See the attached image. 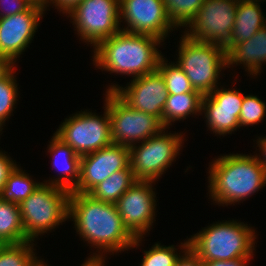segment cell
<instances>
[{
  "mask_svg": "<svg viewBox=\"0 0 266 266\" xmlns=\"http://www.w3.org/2000/svg\"><path fill=\"white\" fill-rule=\"evenodd\" d=\"M76 233L93 248L87 260L104 261V254H117L140 246L142 237L135 238L125 227L116 204L96 200L88 193H70L69 215Z\"/></svg>",
  "mask_w": 266,
  "mask_h": 266,
  "instance_id": "cell-1",
  "label": "cell"
},
{
  "mask_svg": "<svg viewBox=\"0 0 266 266\" xmlns=\"http://www.w3.org/2000/svg\"><path fill=\"white\" fill-rule=\"evenodd\" d=\"M162 40L146 34L120 31L94 48L95 68L116 74L141 77L157 70L163 56L158 50ZM158 47V48H157Z\"/></svg>",
  "mask_w": 266,
  "mask_h": 266,
  "instance_id": "cell-2",
  "label": "cell"
},
{
  "mask_svg": "<svg viewBox=\"0 0 266 266\" xmlns=\"http://www.w3.org/2000/svg\"><path fill=\"white\" fill-rule=\"evenodd\" d=\"M209 168L208 193L217 205L243 202L266 184V170L256 155H221Z\"/></svg>",
  "mask_w": 266,
  "mask_h": 266,
  "instance_id": "cell-3",
  "label": "cell"
},
{
  "mask_svg": "<svg viewBox=\"0 0 266 266\" xmlns=\"http://www.w3.org/2000/svg\"><path fill=\"white\" fill-rule=\"evenodd\" d=\"M247 225L234 219L213 223L188 238L189 248L202 262L252 258L257 236Z\"/></svg>",
  "mask_w": 266,
  "mask_h": 266,
  "instance_id": "cell-4",
  "label": "cell"
},
{
  "mask_svg": "<svg viewBox=\"0 0 266 266\" xmlns=\"http://www.w3.org/2000/svg\"><path fill=\"white\" fill-rule=\"evenodd\" d=\"M70 191L59 186L41 183L20 204V214L26 238L35 241L39 235L67 221Z\"/></svg>",
  "mask_w": 266,
  "mask_h": 266,
  "instance_id": "cell-5",
  "label": "cell"
},
{
  "mask_svg": "<svg viewBox=\"0 0 266 266\" xmlns=\"http://www.w3.org/2000/svg\"><path fill=\"white\" fill-rule=\"evenodd\" d=\"M177 63L190 80L193 89L202 96L218 87L220 72L226 69L225 48L194 40L183 34L179 41Z\"/></svg>",
  "mask_w": 266,
  "mask_h": 266,
  "instance_id": "cell-6",
  "label": "cell"
},
{
  "mask_svg": "<svg viewBox=\"0 0 266 266\" xmlns=\"http://www.w3.org/2000/svg\"><path fill=\"white\" fill-rule=\"evenodd\" d=\"M165 131L166 128L141 144L129 147L130 167L136 180L155 182L179 155L184 136Z\"/></svg>",
  "mask_w": 266,
  "mask_h": 266,
  "instance_id": "cell-7",
  "label": "cell"
},
{
  "mask_svg": "<svg viewBox=\"0 0 266 266\" xmlns=\"http://www.w3.org/2000/svg\"><path fill=\"white\" fill-rule=\"evenodd\" d=\"M104 101L110 117L112 143L130 147L165 128L159 118L130 108L113 91H106Z\"/></svg>",
  "mask_w": 266,
  "mask_h": 266,
  "instance_id": "cell-8",
  "label": "cell"
},
{
  "mask_svg": "<svg viewBox=\"0 0 266 266\" xmlns=\"http://www.w3.org/2000/svg\"><path fill=\"white\" fill-rule=\"evenodd\" d=\"M104 108L103 116L89 110L72 114L60 124L54 133L73 151L84 156L112 144L109 112Z\"/></svg>",
  "mask_w": 266,
  "mask_h": 266,
  "instance_id": "cell-9",
  "label": "cell"
},
{
  "mask_svg": "<svg viewBox=\"0 0 266 266\" xmlns=\"http://www.w3.org/2000/svg\"><path fill=\"white\" fill-rule=\"evenodd\" d=\"M67 15L80 40L93 48L121 31L120 0H83Z\"/></svg>",
  "mask_w": 266,
  "mask_h": 266,
  "instance_id": "cell-10",
  "label": "cell"
},
{
  "mask_svg": "<svg viewBox=\"0 0 266 266\" xmlns=\"http://www.w3.org/2000/svg\"><path fill=\"white\" fill-rule=\"evenodd\" d=\"M239 0H205L196 16L186 26L188 37L226 48L234 27ZM187 29V30H186Z\"/></svg>",
  "mask_w": 266,
  "mask_h": 266,
  "instance_id": "cell-11",
  "label": "cell"
},
{
  "mask_svg": "<svg viewBox=\"0 0 266 266\" xmlns=\"http://www.w3.org/2000/svg\"><path fill=\"white\" fill-rule=\"evenodd\" d=\"M154 181L137 180L117 201L123 224L135 237L144 238L155 222L156 194Z\"/></svg>",
  "mask_w": 266,
  "mask_h": 266,
  "instance_id": "cell-12",
  "label": "cell"
},
{
  "mask_svg": "<svg viewBox=\"0 0 266 266\" xmlns=\"http://www.w3.org/2000/svg\"><path fill=\"white\" fill-rule=\"evenodd\" d=\"M122 31L154 36L163 42L168 33L177 29L167 16L163 0H120Z\"/></svg>",
  "mask_w": 266,
  "mask_h": 266,
  "instance_id": "cell-13",
  "label": "cell"
},
{
  "mask_svg": "<svg viewBox=\"0 0 266 266\" xmlns=\"http://www.w3.org/2000/svg\"><path fill=\"white\" fill-rule=\"evenodd\" d=\"M107 91H113L130 108L159 118L163 124V109L168 91L158 70L133 78L124 88L112 84Z\"/></svg>",
  "mask_w": 266,
  "mask_h": 266,
  "instance_id": "cell-14",
  "label": "cell"
},
{
  "mask_svg": "<svg viewBox=\"0 0 266 266\" xmlns=\"http://www.w3.org/2000/svg\"><path fill=\"white\" fill-rule=\"evenodd\" d=\"M129 165V147L115 143L81 156L79 181L71 193H89L112 173Z\"/></svg>",
  "mask_w": 266,
  "mask_h": 266,
  "instance_id": "cell-15",
  "label": "cell"
},
{
  "mask_svg": "<svg viewBox=\"0 0 266 266\" xmlns=\"http://www.w3.org/2000/svg\"><path fill=\"white\" fill-rule=\"evenodd\" d=\"M45 11L43 7L31 4L23 12L0 18V56L16 64L19 55L33 40Z\"/></svg>",
  "mask_w": 266,
  "mask_h": 266,
  "instance_id": "cell-16",
  "label": "cell"
},
{
  "mask_svg": "<svg viewBox=\"0 0 266 266\" xmlns=\"http://www.w3.org/2000/svg\"><path fill=\"white\" fill-rule=\"evenodd\" d=\"M244 94L236 89L216 87L202 98L201 113L205 115L206 125L214 134H231L240 128L239 115Z\"/></svg>",
  "mask_w": 266,
  "mask_h": 266,
  "instance_id": "cell-17",
  "label": "cell"
},
{
  "mask_svg": "<svg viewBox=\"0 0 266 266\" xmlns=\"http://www.w3.org/2000/svg\"><path fill=\"white\" fill-rule=\"evenodd\" d=\"M48 144V153L52 157V167L59 171L58 178L44 181L46 184L59 186L72 192L80 177L81 156L77 155L73 149L65 144L60 138L53 134Z\"/></svg>",
  "mask_w": 266,
  "mask_h": 266,
  "instance_id": "cell-18",
  "label": "cell"
},
{
  "mask_svg": "<svg viewBox=\"0 0 266 266\" xmlns=\"http://www.w3.org/2000/svg\"><path fill=\"white\" fill-rule=\"evenodd\" d=\"M225 52L227 68L240 63L252 77L260 75L262 63L266 64V25L249 40L231 45Z\"/></svg>",
  "mask_w": 266,
  "mask_h": 266,
  "instance_id": "cell-19",
  "label": "cell"
},
{
  "mask_svg": "<svg viewBox=\"0 0 266 266\" xmlns=\"http://www.w3.org/2000/svg\"><path fill=\"white\" fill-rule=\"evenodd\" d=\"M261 3L239 0L236 9L234 27L230 35V44L225 51L236 43L249 40L266 25V17L261 11Z\"/></svg>",
  "mask_w": 266,
  "mask_h": 266,
  "instance_id": "cell-20",
  "label": "cell"
},
{
  "mask_svg": "<svg viewBox=\"0 0 266 266\" xmlns=\"http://www.w3.org/2000/svg\"><path fill=\"white\" fill-rule=\"evenodd\" d=\"M202 98L200 93L168 95L163 109L164 127L168 129L172 122L187 119L188 115H202Z\"/></svg>",
  "mask_w": 266,
  "mask_h": 266,
  "instance_id": "cell-21",
  "label": "cell"
},
{
  "mask_svg": "<svg viewBox=\"0 0 266 266\" xmlns=\"http://www.w3.org/2000/svg\"><path fill=\"white\" fill-rule=\"evenodd\" d=\"M130 165L123 170L112 173L100 182L88 194L99 201L116 204L118 199L136 182Z\"/></svg>",
  "mask_w": 266,
  "mask_h": 266,
  "instance_id": "cell-22",
  "label": "cell"
},
{
  "mask_svg": "<svg viewBox=\"0 0 266 266\" xmlns=\"http://www.w3.org/2000/svg\"><path fill=\"white\" fill-rule=\"evenodd\" d=\"M0 238L5 243H21L26 238L17 203L4 202L0 199Z\"/></svg>",
  "mask_w": 266,
  "mask_h": 266,
  "instance_id": "cell-23",
  "label": "cell"
},
{
  "mask_svg": "<svg viewBox=\"0 0 266 266\" xmlns=\"http://www.w3.org/2000/svg\"><path fill=\"white\" fill-rule=\"evenodd\" d=\"M42 182L32 180L18 165L9 174L0 192V199L4 202L20 204L31 195Z\"/></svg>",
  "mask_w": 266,
  "mask_h": 266,
  "instance_id": "cell-24",
  "label": "cell"
},
{
  "mask_svg": "<svg viewBox=\"0 0 266 266\" xmlns=\"http://www.w3.org/2000/svg\"><path fill=\"white\" fill-rule=\"evenodd\" d=\"M32 241L7 243L0 250V266H38L42 261L36 257Z\"/></svg>",
  "mask_w": 266,
  "mask_h": 266,
  "instance_id": "cell-25",
  "label": "cell"
},
{
  "mask_svg": "<svg viewBox=\"0 0 266 266\" xmlns=\"http://www.w3.org/2000/svg\"><path fill=\"white\" fill-rule=\"evenodd\" d=\"M161 57L157 70L164 79L168 95H178L182 93H199L195 91L182 68L175 62H169Z\"/></svg>",
  "mask_w": 266,
  "mask_h": 266,
  "instance_id": "cell-26",
  "label": "cell"
},
{
  "mask_svg": "<svg viewBox=\"0 0 266 266\" xmlns=\"http://www.w3.org/2000/svg\"><path fill=\"white\" fill-rule=\"evenodd\" d=\"M171 23L177 28L186 27L196 16L205 0H163Z\"/></svg>",
  "mask_w": 266,
  "mask_h": 266,
  "instance_id": "cell-27",
  "label": "cell"
},
{
  "mask_svg": "<svg viewBox=\"0 0 266 266\" xmlns=\"http://www.w3.org/2000/svg\"><path fill=\"white\" fill-rule=\"evenodd\" d=\"M15 68L3 79L0 80V128L3 129L6 120L13 113L17 98L19 96Z\"/></svg>",
  "mask_w": 266,
  "mask_h": 266,
  "instance_id": "cell-28",
  "label": "cell"
},
{
  "mask_svg": "<svg viewBox=\"0 0 266 266\" xmlns=\"http://www.w3.org/2000/svg\"><path fill=\"white\" fill-rule=\"evenodd\" d=\"M177 251L174 245L164 246L159 242L155 243L148 251H144L140 266H175L181 256V252L178 254Z\"/></svg>",
  "mask_w": 266,
  "mask_h": 266,
  "instance_id": "cell-29",
  "label": "cell"
},
{
  "mask_svg": "<svg viewBox=\"0 0 266 266\" xmlns=\"http://www.w3.org/2000/svg\"><path fill=\"white\" fill-rule=\"evenodd\" d=\"M266 116V104L258 96L244 95L239 115L240 127L252 126L263 121Z\"/></svg>",
  "mask_w": 266,
  "mask_h": 266,
  "instance_id": "cell-30",
  "label": "cell"
},
{
  "mask_svg": "<svg viewBox=\"0 0 266 266\" xmlns=\"http://www.w3.org/2000/svg\"><path fill=\"white\" fill-rule=\"evenodd\" d=\"M31 4L29 0H0V18L23 12Z\"/></svg>",
  "mask_w": 266,
  "mask_h": 266,
  "instance_id": "cell-31",
  "label": "cell"
},
{
  "mask_svg": "<svg viewBox=\"0 0 266 266\" xmlns=\"http://www.w3.org/2000/svg\"><path fill=\"white\" fill-rule=\"evenodd\" d=\"M182 255L178 258L175 266H203V262L199 257L189 248V240L180 244Z\"/></svg>",
  "mask_w": 266,
  "mask_h": 266,
  "instance_id": "cell-32",
  "label": "cell"
},
{
  "mask_svg": "<svg viewBox=\"0 0 266 266\" xmlns=\"http://www.w3.org/2000/svg\"><path fill=\"white\" fill-rule=\"evenodd\" d=\"M16 166V161L14 162L9 154L6 155V153H3L2 150H0V192L4 187L9 174Z\"/></svg>",
  "mask_w": 266,
  "mask_h": 266,
  "instance_id": "cell-33",
  "label": "cell"
},
{
  "mask_svg": "<svg viewBox=\"0 0 266 266\" xmlns=\"http://www.w3.org/2000/svg\"><path fill=\"white\" fill-rule=\"evenodd\" d=\"M81 1L83 0H50V5H54L60 13L67 16Z\"/></svg>",
  "mask_w": 266,
  "mask_h": 266,
  "instance_id": "cell-34",
  "label": "cell"
},
{
  "mask_svg": "<svg viewBox=\"0 0 266 266\" xmlns=\"http://www.w3.org/2000/svg\"><path fill=\"white\" fill-rule=\"evenodd\" d=\"M250 261L251 258H236L227 261L214 260V261L203 262V266H248Z\"/></svg>",
  "mask_w": 266,
  "mask_h": 266,
  "instance_id": "cell-35",
  "label": "cell"
},
{
  "mask_svg": "<svg viewBox=\"0 0 266 266\" xmlns=\"http://www.w3.org/2000/svg\"><path fill=\"white\" fill-rule=\"evenodd\" d=\"M15 68L14 63L7 57L0 56V80Z\"/></svg>",
  "mask_w": 266,
  "mask_h": 266,
  "instance_id": "cell-36",
  "label": "cell"
},
{
  "mask_svg": "<svg viewBox=\"0 0 266 266\" xmlns=\"http://www.w3.org/2000/svg\"><path fill=\"white\" fill-rule=\"evenodd\" d=\"M257 146L259 147V154L261 155H257V158L259 159V162L261 165L264 166L265 170H266V136L265 137H258L257 139ZM259 156V157H258ZM262 158V159H261Z\"/></svg>",
  "mask_w": 266,
  "mask_h": 266,
  "instance_id": "cell-37",
  "label": "cell"
},
{
  "mask_svg": "<svg viewBox=\"0 0 266 266\" xmlns=\"http://www.w3.org/2000/svg\"><path fill=\"white\" fill-rule=\"evenodd\" d=\"M104 265H105V260L104 261L86 260L81 266H104Z\"/></svg>",
  "mask_w": 266,
  "mask_h": 266,
  "instance_id": "cell-38",
  "label": "cell"
},
{
  "mask_svg": "<svg viewBox=\"0 0 266 266\" xmlns=\"http://www.w3.org/2000/svg\"><path fill=\"white\" fill-rule=\"evenodd\" d=\"M29 1L32 4H36V5H39V6L43 7L45 10L50 5V0H29Z\"/></svg>",
  "mask_w": 266,
  "mask_h": 266,
  "instance_id": "cell-39",
  "label": "cell"
},
{
  "mask_svg": "<svg viewBox=\"0 0 266 266\" xmlns=\"http://www.w3.org/2000/svg\"><path fill=\"white\" fill-rule=\"evenodd\" d=\"M7 243H5L1 238H0V250L6 245Z\"/></svg>",
  "mask_w": 266,
  "mask_h": 266,
  "instance_id": "cell-40",
  "label": "cell"
},
{
  "mask_svg": "<svg viewBox=\"0 0 266 266\" xmlns=\"http://www.w3.org/2000/svg\"><path fill=\"white\" fill-rule=\"evenodd\" d=\"M245 1L255 2V3H259V2H261V0H245ZM262 1H264V0H262ZM265 1H266V0H265Z\"/></svg>",
  "mask_w": 266,
  "mask_h": 266,
  "instance_id": "cell-41",
  "label": "cell"
},
{
  "mask_svg": "<svg viewBox=\"0 0 266 266\" xmlns=\"http://www.w3.org/2000/svg\"><path fill=\"white\" fill-rule=\"evenodd\" d=\"M38 266H47V264L45 262H43V260L39 263Z\"/></svg>",
  "mask_w": 266,
  "mask_h": 266,
  "instance_id": "cell-42",
  "label": "cell"
}]
</instances>
